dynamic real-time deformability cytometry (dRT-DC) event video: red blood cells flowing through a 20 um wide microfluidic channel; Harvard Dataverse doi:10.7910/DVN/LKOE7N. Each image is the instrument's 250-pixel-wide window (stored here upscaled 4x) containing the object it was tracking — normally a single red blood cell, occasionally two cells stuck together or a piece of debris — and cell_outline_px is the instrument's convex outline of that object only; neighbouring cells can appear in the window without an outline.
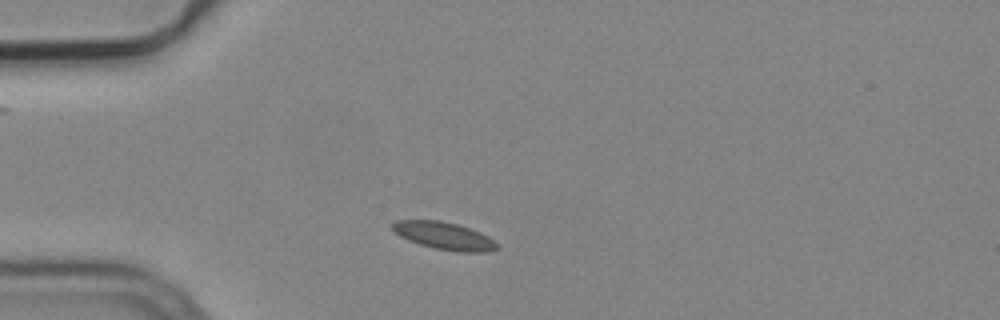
{"species": "common noctule bat (a hibernating species)", "species_latin": "Nyctalus noctula", "temperature_condition": "cold", "stored_images_in_passage": 7, "camera_frame_rate_fps": 3000, "um_per_image_px": 0.085, "animal": {"sex": "male", "body_mass_g": 19.2, "forearm_length_mm": 51.8}, "frame": {"image": 1, "passage_image": 1, "time_ms": 0.0, "image_size_px": [1000, 320], "cell_outline_px": [[500, 248], [488, 252], [456, 252], [436, 248], [420, 244], [408, 240], [400, 236], [392, 228], [392, 224], [396, 220], [440, 220], [456, 224], [480, 232], [488, 236], [500, 244]], "centroid_in_image_um": [37.81, 20.05], "position_along_channel_um": 47.2, "area_um2": 16.76}}
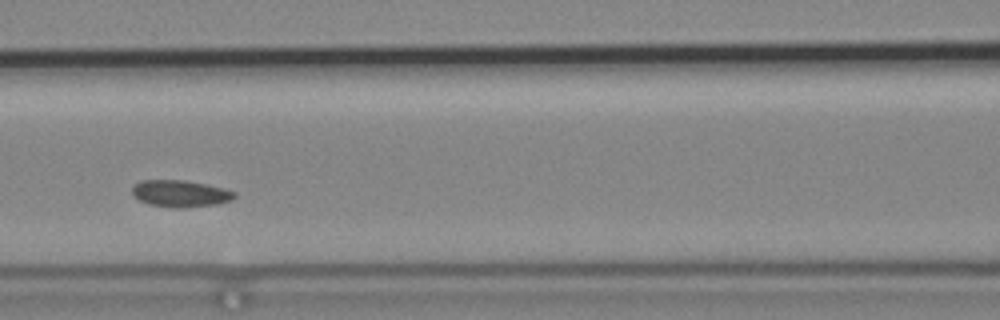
{"frame": {"image": 2, "passage_image": 4, "time_ms": 1.0, "image_size_px": [1000, 320], "cell_outline_px": [[236, 196], [232, 200], [220, 204], [180, 208], [172, 208], [148, 204], [140, 200], [132, 192], [132, 188], [140, 180], [184, 180], [224, 188], [236, 192]], "centroid_in_image_um": [15.36, 16.46], "position_along_channel_um": 151.2, "area_um2": 16.01}}
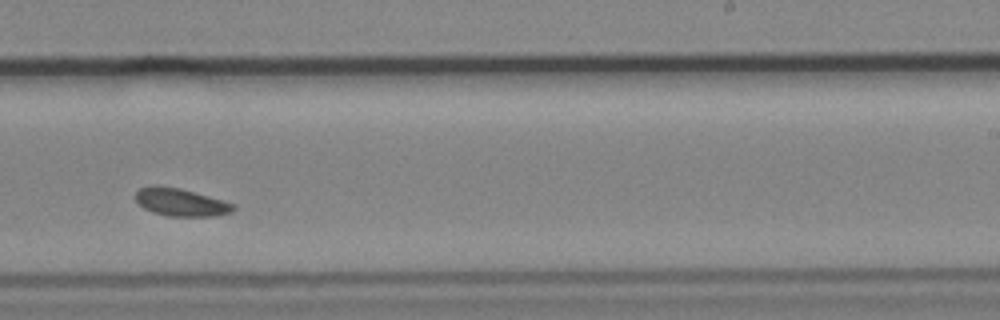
{"frame": {"image": 3, "passage_image": 7, "time_ms": 2.0, "image_size_px": [1000, 320], "cell_outline_px": [[236, 208], [232, 212], [212, 216], [168, 216], [152, 212], [144, 208], [136, 200], [136, 192], [140, 188], [152, 184], [156, 184], [180, 188], [224, 200], [232, 204]], "centroid_in_image_um": [15.35, 17.17], "position_along_channel_um": 273.7, "area_um2": 15.84}}